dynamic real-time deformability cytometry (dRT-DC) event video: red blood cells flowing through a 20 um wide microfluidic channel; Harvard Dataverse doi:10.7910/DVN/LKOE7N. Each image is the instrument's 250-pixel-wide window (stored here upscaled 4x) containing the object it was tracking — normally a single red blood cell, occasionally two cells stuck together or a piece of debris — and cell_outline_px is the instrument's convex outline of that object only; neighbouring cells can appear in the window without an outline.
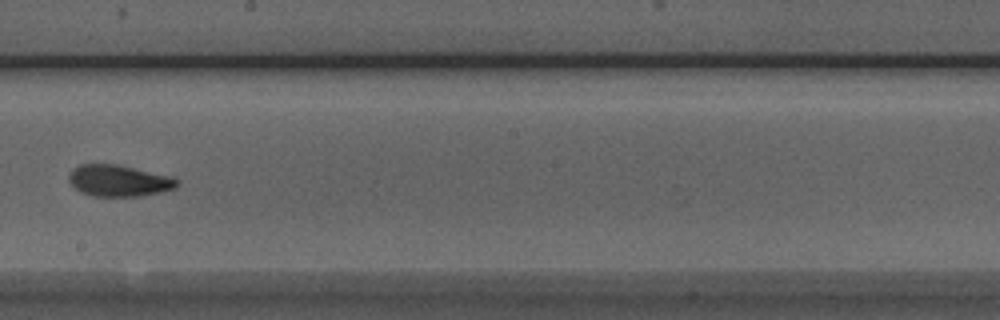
{"species": "Egyptian fruit bat (a non-hibernating species)", "species_latin": "Rousettus aegyptiacus", "temperature_condition": "room temperature", "stored_images_in_passage": 9, "camera_frame_rate_fps": 3000, "um_per_image_px": 0.085, "animal": {"sex": "male"}, "frame": {"image": 1, "passage_image": 9, "time_ms": 2.667, "image_size_px": [1000, 320], "cell_outline_px": [[180, 184], [176, 188], [160, 192], [140, 196], [92, 196], [80, 192], [68, 180], [68, 176], [72, 168], [80, 164], [116, 164], [172, 176], [180, 180]], "centroid_in_image_um": [10.12, 15.35], "position_along_channel_um": 238.1, "area_um2": 20.0}}